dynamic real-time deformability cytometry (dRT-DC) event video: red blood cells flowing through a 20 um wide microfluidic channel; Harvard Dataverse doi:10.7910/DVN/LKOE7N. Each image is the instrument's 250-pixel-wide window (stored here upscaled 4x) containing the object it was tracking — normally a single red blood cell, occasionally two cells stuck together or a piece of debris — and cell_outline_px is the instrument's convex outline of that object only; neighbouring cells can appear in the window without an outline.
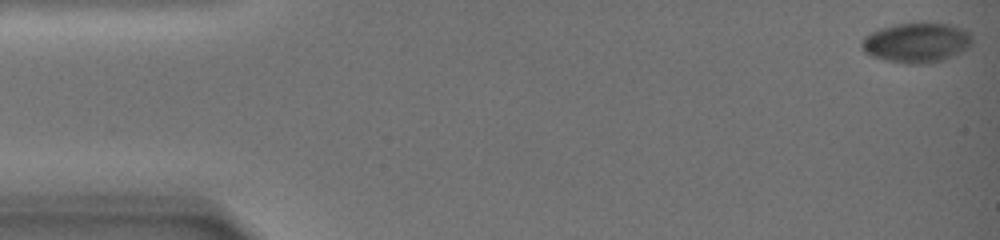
{"species": "common noctule bat (a hibernating species)", "species_latin": "Nyctalus noctula", "temperature_condition": "warm", "stored_images_in_passage": 56, "camera_frame_rate_fps": 3000, "um_per_image_px": 0.085, "animal": {"sex": "female", "body_mass_g": 19.0, "forearm_length_mm": 51.5}, "frame": {"image": 1, "passage_image": 1, "time_ms": 0.0, "image_size_px": [1000, 240], "cell_outline_px": [[972, 44], [968, 48], [960, 52], [940, 60], [920, 64], [908, 64], [888, 60], [872, 56], [864, 52], [860, 48], [860, 44], [864, 36], [880, 28], [896, 24], [948, 24], [964, 28], [972, 36]], "centroid_in_image_um": [77.89, 3.62], "position_along_channel_um": 7.1, "area_um2": 25.32}}
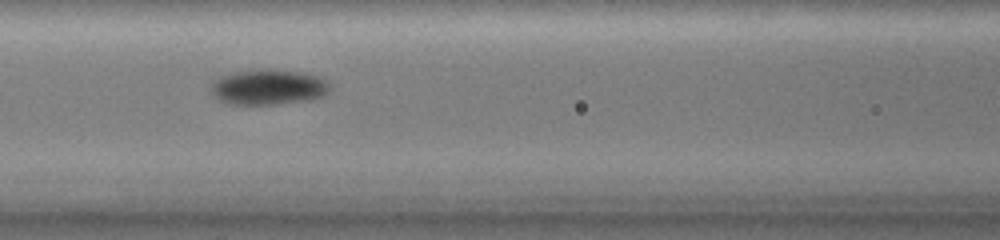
{"frame": {"image": 2, "passage_image": 34, "time_ms": 9.667, "image_size_px": [1000, 240], "cell_outline_px": [[332, 88], [324, 96], [308, 100], [276, 104], [228, 104], [216, 100], [212, 92], [212, 84], [220, 76], [236, 72], [256, 68], [300, 72], [316, 76], [328, 80], [332, 84]], "centroid_in_image_um": [22.84, 7.41], "position_along_channel_um": 143.8, "area_um2": 24.68}}
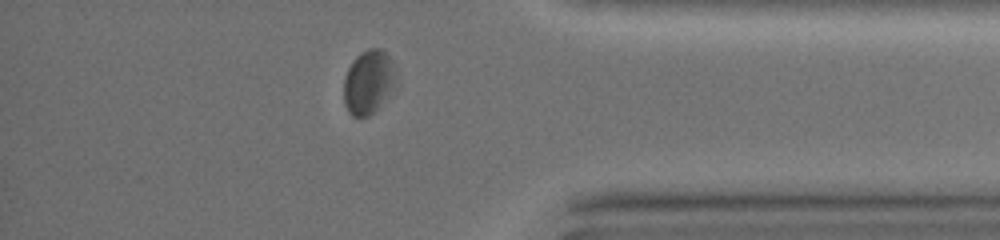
{"frame": {"image": 3, "passage_image": 50, "time_ms": 19.0, "image_size_px": [1000, 240], "cell_outline_px": [[396, 80], [376, 108], [368, 116], [352, 116], [348, 112], [344, 104], [344, 80], [348, 68], [352, 60], [360, 52], [368, 48], [380, 48], [388, 56], [396, 72]], "centroid_in_image_um": [31.27, 6.93], "position_along_channel_um": 403.9, "area_um2": 18.9}, "authors_computed_cell_mechanics": {"area_um2": 25.0852, "velocity_mm_per_s": 2.8831, "shape_relaxation_time_tau1_ms": 4.405, "shape_relaxation_time_tau2_ms": 1.0837, "deformation_change_tau1": 0.093, "deformation_change_tau2": 0.0482}}